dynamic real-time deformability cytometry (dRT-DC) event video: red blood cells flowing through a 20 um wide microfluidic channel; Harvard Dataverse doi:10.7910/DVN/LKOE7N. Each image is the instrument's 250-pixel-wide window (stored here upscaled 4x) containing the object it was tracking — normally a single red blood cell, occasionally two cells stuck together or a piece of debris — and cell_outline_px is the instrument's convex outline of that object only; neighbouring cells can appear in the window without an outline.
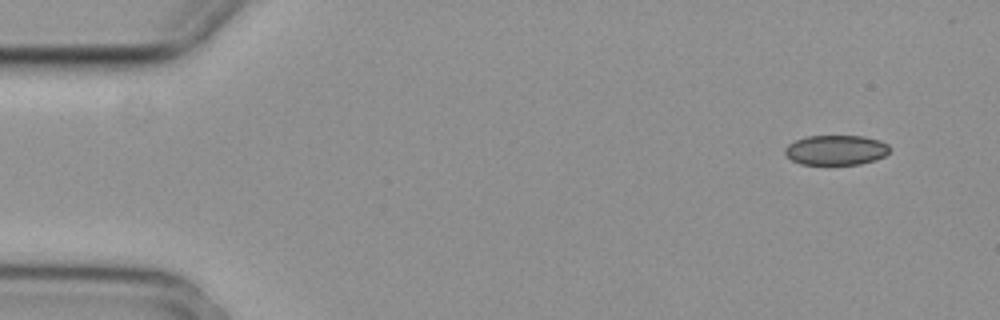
{"species": "common noctule bat (a hibernating species)", "species_latin": "Nyctalus noctula", "temperature_condition": "cold", "stored_images_in_passage": 5, "camera_frame_rate_fps": 3000, "um_per_image_px": 0.085, "animal": {"sex": "female", "body_mass_g": 29.2, "forearm_length_mm": 56.3}, "frame": {"image": 1, "passage_image": 1, "time_ms": 0.0, "image_size_px": [1000, 320], "cell_outline_px": [[888, 152], [884, 156], [876, 160], [860, 164], [800, 164], [792, 160], [784, 152], [784, 148], [788, 144], [796, 140], [808, 136], [864, 136], [880, 140], [888, 144]], "centroid_in_image_um": [71.06, 12.75], "position_along_channel_um": 13.9, "area_um2": 18.21}}
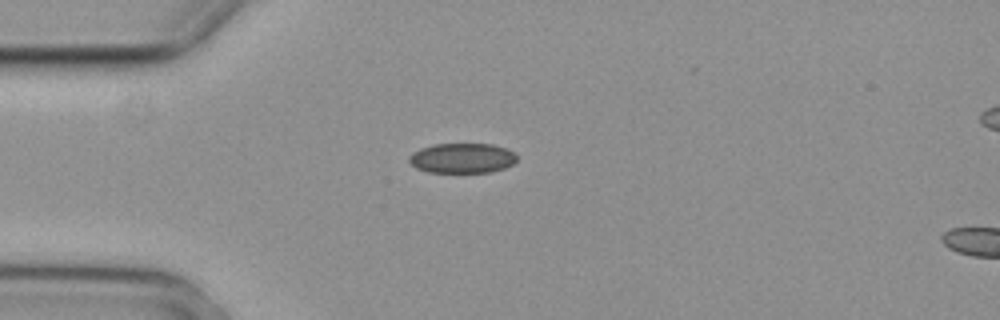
{"frame": {"image": 2, "passage_image": 4, "time_ms": 1.0, "image_size_px": [1000, 320], "cell_outline_px": [[516, 160], [512, 164], [504, 168], [488, 172], [428, 172], [416, 168], [408, 160], [408, 156], [412, 152], [420, 148], [432, 144], [492, 144], [508, 148], [516, 152]], "centroid_in_image_um": [39.28, 13.43], "position_along_channel_um": 45.7, "area_um2": 18.96}}